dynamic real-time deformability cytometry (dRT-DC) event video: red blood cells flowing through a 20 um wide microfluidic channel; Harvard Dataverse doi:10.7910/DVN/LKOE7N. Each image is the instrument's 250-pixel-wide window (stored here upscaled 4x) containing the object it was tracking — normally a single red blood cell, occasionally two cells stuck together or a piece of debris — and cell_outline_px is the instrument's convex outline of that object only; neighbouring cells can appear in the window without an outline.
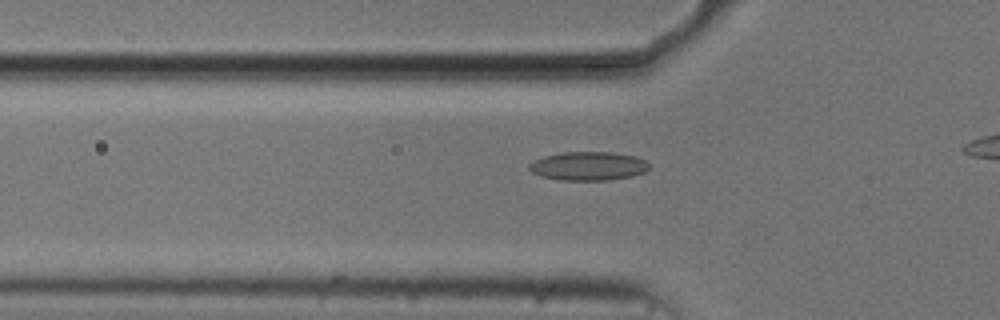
{"species": "common noctule bat (a hibernating species)", "species_latin": "Nyctalus noctula", "temperature_condition": "cold", "stored_images_in_passage": 38, "camera_frame_rate_fps": 3000, "um_per_image_px": 0.085, "animal": {"sex": "male", "body_mass_g": 20.5, "forearm_length_mm": 52.5}, "frame": {"image": 1, "passage_image": 12, "time_ms": 3.667, "image_size_px": [1000, 320], "cell_outline_px": [[648, 168], [644, 172], [632, 176], [608, 180], [560, 180], [544, 176], [532, 172], [528, 168], [528, 164], [532, 160], [544, 156], [560, 152], [612, 152], [636, 156], [644, 160], [648, 164]], "centroid_in_image_um": [49.98, 14.1], "position_along_channel_um": 75.8, "area_um2": 20.06}}
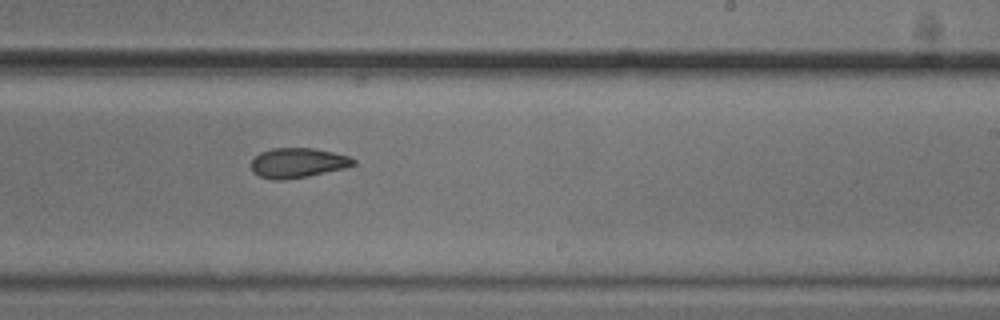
{"frame": {"image": 2, "passage_image": 27, "time_ms": 8.667, "image_size_px": [1000, 320], "cell_outline_px": [[356, 164], [344, 168], [308, 176], [284, 180], [276, 180], [260, 176], [252, 172], [252, 160], [260, 152], [272, 148], [312, 148], [332, 152], [348, 156], [356, 160]], "centroid_in_image_um": [25.3, 13.84], "position_along_channel_um": 263.7, "area_um2": 17.63}}
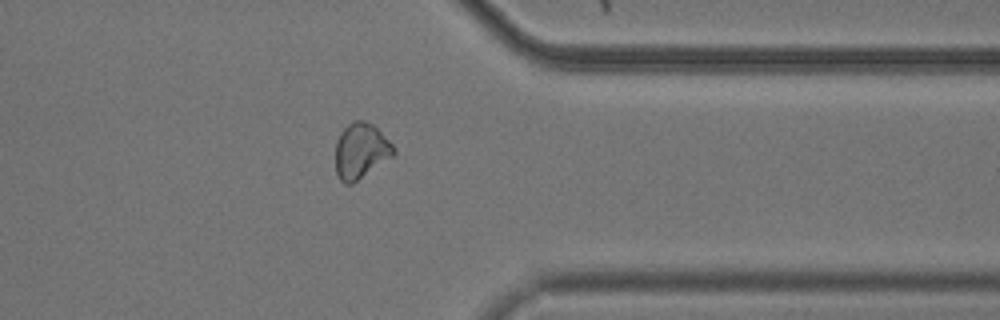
{"frame": {"image": 3, "passage_image": 37, "time_ms": 12.0, "image_size_px": [1000, 320], "cell_outline_px": [[396, 152], [392, 156], [352, 184], [344, 184], [340, 180], [336, 172], [336, 140], [340, 132], [352, 120], [364, 120], [372, 124], [396, 148]], "centroid_in_image_um": [30.65, 12.82], "position_along_channel_um": 380.8, "area_um2": 18.67}}